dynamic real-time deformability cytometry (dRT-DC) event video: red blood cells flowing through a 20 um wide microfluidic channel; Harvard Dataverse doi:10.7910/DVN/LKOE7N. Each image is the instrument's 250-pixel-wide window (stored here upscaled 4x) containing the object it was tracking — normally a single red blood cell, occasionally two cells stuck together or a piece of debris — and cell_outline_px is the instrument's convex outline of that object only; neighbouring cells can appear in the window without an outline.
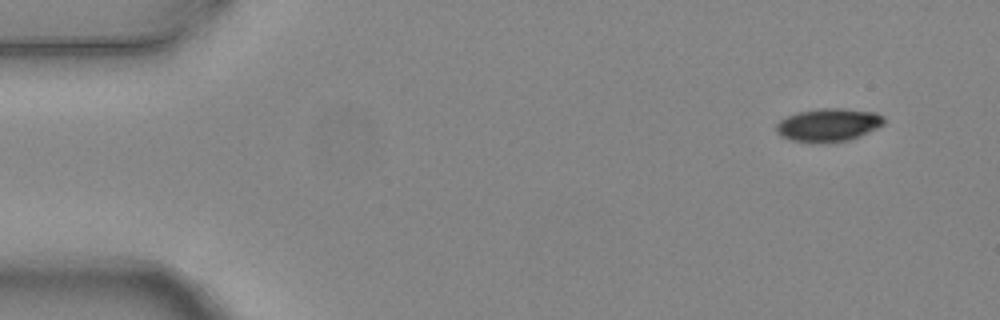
{"species": "common noctule bat (a hibernating species)", "species_latin": "Nyctalus noctula", "temperature_condition": "warm", "stored_images_in_passage": 4, "camera_frame_rate_fps": 3000, "um_per_image_px": 0.085, "animal": {"sex": "female", "body_mass_g": 24.6, "forearm_length_mm": 56.2}, "frame": {"image": 1, "passage_image": 1, "time_ms": 0.0, "image_size_px": [1000, 320], "cell_outline_px": [[884, 124], [860, 136], [848, 140], [792, 140], [780, 136], [776, 132], [776, 124], [780, 120], [788, 116], [800, 112], [820, 108], [844, 108], [876, 112], [884, 116]], "centroid_in_image_um": [70.45, 10.57], "position_along_channel_um": 14.6, "area_um2": 20.11}}
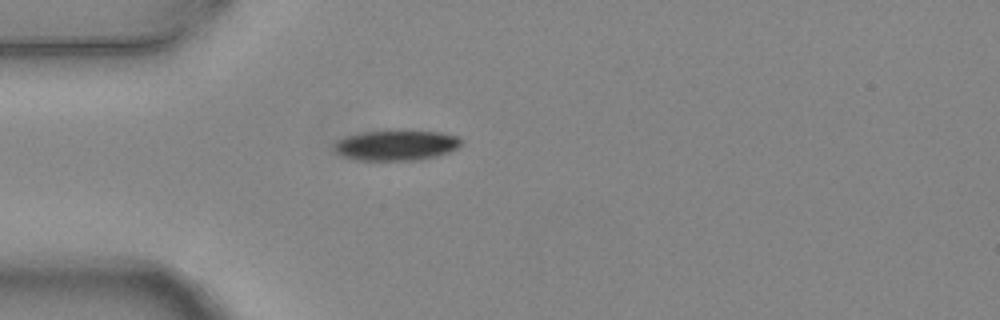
{"frame": {"image": 2, "passage_image": 4, "time_ms": 1.0, "image_size_px": [1000, 320], "cell_outline_px": [[464, 140], [456, 148], [448, 152], [436, 156], [416, 160], [360, 160], [340, 156], [332, 148], [332, 144], [336, 140], [344, 136], [364, 132], [388, 128], [404, 128], [440, 132], [460, 136]], "centroid_in_image_um": [33.65, 12.29], "position_along_channel_um": 51.3, "area_um2": 23.58}}